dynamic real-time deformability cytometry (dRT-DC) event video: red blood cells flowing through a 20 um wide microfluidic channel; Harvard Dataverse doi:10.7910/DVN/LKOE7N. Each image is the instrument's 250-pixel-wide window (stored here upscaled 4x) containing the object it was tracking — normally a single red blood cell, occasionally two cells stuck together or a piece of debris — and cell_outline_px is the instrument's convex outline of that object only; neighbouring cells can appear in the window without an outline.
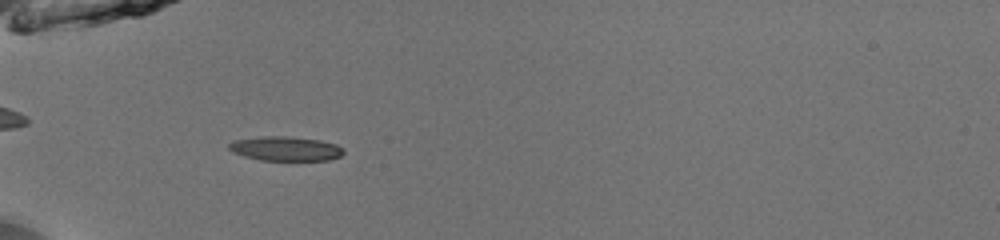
{"species": "common noctule bat (a hibernating species)", "species_latin": "Nyctalus noctula", "temperature_condition": "room temperature", "stored_images_in_passage": 37, "camera_frame_rate_fps": 3000, "um_per_image_px": 0.085, "animal": {"sex": "male", "body_mass_g": 13.0, "forearm_length_mm": 53.1}, "frame": {"image": 1, "passage_image": 3, "time_ms": 0.667, "image_size_px": [1000, 240], "cell_outline_px": [[344, 152], [340, 156], [328, 160], [260, 160], [244, 156], [232, 152], [228, 148], [228, 144], [236, 140], [260, 136], [288, 136], [320, 140], [336, 144], [344, 148]], "centroid_in_image_um": [24.27, 12.63], "position_along_channel_um": 60.7, "area_um2": 16.3}}
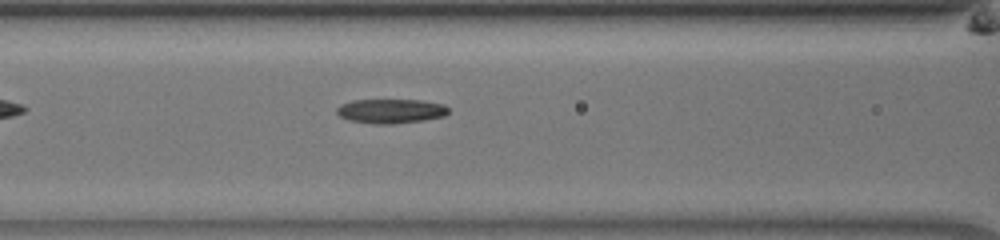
{"frame": {"image": 2, "passage_image": 9, "time_ms": 2.667, "image_size_px": [1000, 240], "cell_outline_px": [[448, 112], [444, 116], [424, 120], [392, 124], [372, 124], [348, 120], [340, 116], [336, 112], [336, 108], [340, 104], [352, 100], [424, 100], [444, 104], [448, 108]], "centroid_in_image_um": [33.2, 9.44], "position_along_channel_um": 133.4, "area_um2": 16.01}}
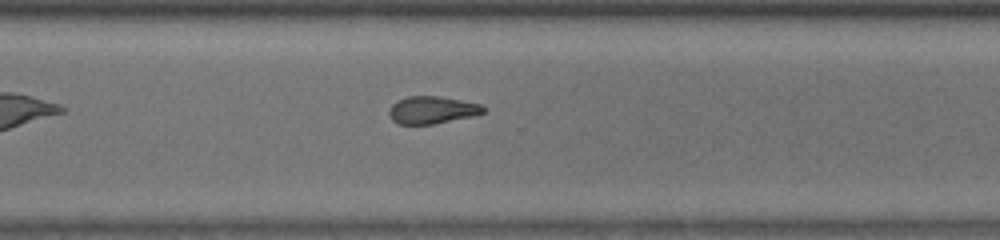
{"frame": {"image": 3, "passage_image": 24, "time_ms": 7.667, "image_size_px": [1000, 240], "cell_outline_px": [[484, 112], [476, 116], [432, 124], [400, 124], [392, 120], [388, 112], [392, 104], [408, 96], [440, 96], [480, 104], [484, 108]], "centroid_in_image_um": [36.74, 9.35], "position_along_channel_um": 333.9, "area_um2": 14.97}, "authors_computed_cell_mechanics": {"area_um2": 16.0106, "velocity_mm_per_s": 4.0165, "shape_relaxation_time_tau1_ms": 4.9043, "shape_relaxation_time_tau2_ms": 2.8489, "deformation_change_tau1": 0.1551, "deformation_change_tau2": 0.0959}}